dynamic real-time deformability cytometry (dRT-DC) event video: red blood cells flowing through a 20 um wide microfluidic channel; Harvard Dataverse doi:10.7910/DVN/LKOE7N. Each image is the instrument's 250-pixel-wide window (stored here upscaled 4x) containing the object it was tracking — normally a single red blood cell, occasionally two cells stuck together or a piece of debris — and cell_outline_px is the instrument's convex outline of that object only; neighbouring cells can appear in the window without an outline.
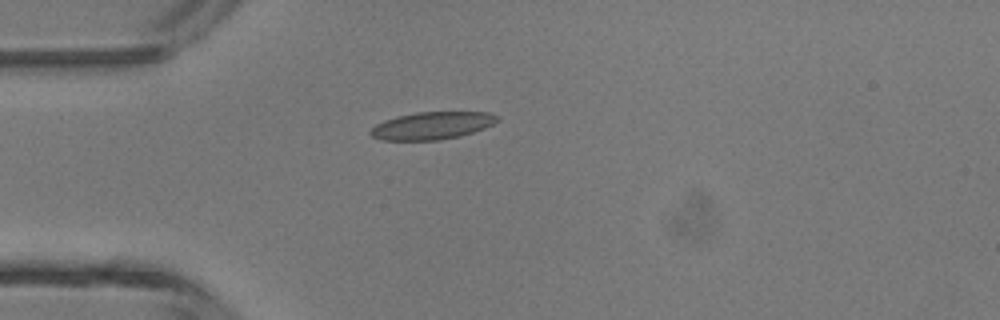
{"species": "common noctule bat (a hibernating species)", "species_latin": "Nyctalus noctula", "temperature_condition": "room temperature", "stored_images_in_passage": 1, "camera_frame_rate_fps": 3000, "um_per_image_px": 0.085, "animal": {"sex": "male", "body_mass_g": 13.3}, "frame": {"image": 1, "passage_image": 1, "time_ms": 0.0, "image_size_px": [1000, 320], "cell_outline_px": [[500, 120], [484, 128], [460, 136], [440, 140], [380, 140], [372, 136], [368, 132], [376, 124], [384, 120], [396, 116], [416, 112], [488, 112], [500, 116]], "centroid_in_image_um": [36.72, 10.67], "position_along_channel_um": 48.3, "area_um2": 20.4}}